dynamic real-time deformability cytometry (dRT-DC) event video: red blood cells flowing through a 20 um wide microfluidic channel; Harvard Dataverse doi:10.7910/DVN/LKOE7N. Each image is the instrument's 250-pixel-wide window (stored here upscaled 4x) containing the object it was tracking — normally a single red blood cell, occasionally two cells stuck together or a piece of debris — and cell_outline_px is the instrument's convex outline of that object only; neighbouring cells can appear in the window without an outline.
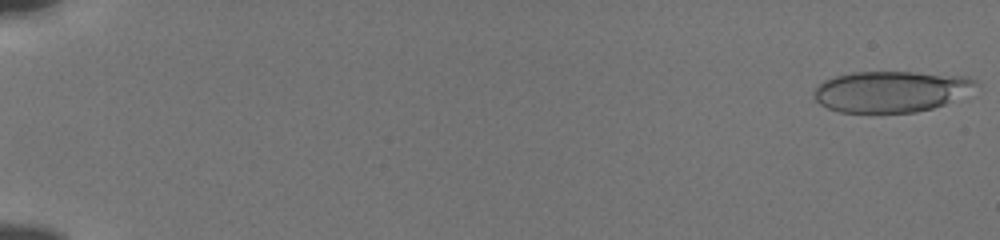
{"species": "human", "species_latin": "Homo sapiens", "temperature_condition": "cold", "stored_images_in_passage": 55, "camera_frame_rate_fps": 3000, "um_per_image_px": 0.085, "donor": {"sex": "male"}, "frame": {"image": 1, "passage_image": 1, "time_ms": 0.0, "image_size_px": [1000, 240], "cell_outline_px": [[980, 84], [944, 104], [932, 108], [916, 112], [840, 112], [828, 108], [820, 104], [816, 100], [812, 92], [824, 80], [836, 76], [852, 72], [912, 72], [968, 76], [976, 80]], "centroid_in_image_um": [75.7, 7.76], "position_along_channel_um": 9.3, "area_um2": 38.44}}
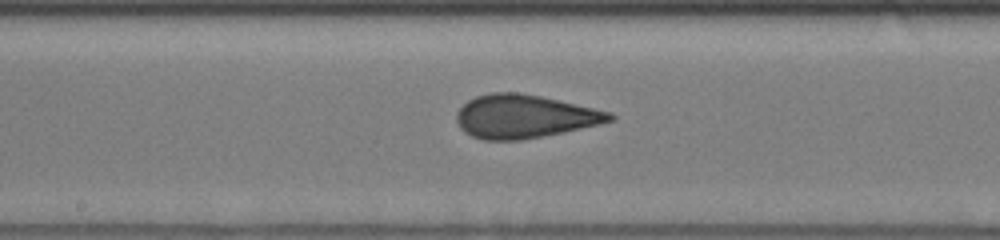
{"frame": {"image": 2, "passage_image": 31, "time_ms": 10.0, "image_size_px": [1000, 240], "cell_outline_px": [[616, 120], [600, 124], [564, 132], [520, 140], [484, 140], [472, 136], [464, 132], [460, 128], [456, 120], [456, 112], [468, 100], [476, 96], [492, 92], [520, 92], [540, 96], [612, 112], [616, 116]], "centroid_in_image_um": [44.58, 9.9], "position_along_channel_um": 203.6, "area_um2": 38.78}}
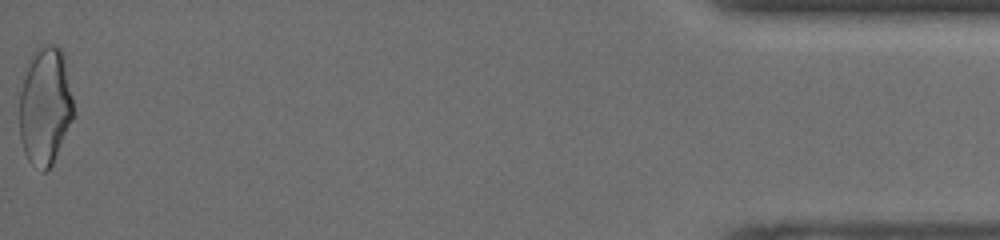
{"frame": {"image": 3, "passage_image": 55, "time_ms": 18.0, "image_size_px": [1000, 240], "cell_outline_px": [[76, 112], [52, 164], [44, 172], [32, 164], [28, 160], [24, 152], [20, 140], [20, 92], [32, 52], [44, 44], [56, 44], [64, 52]], "centroid_in_image_um": [3.87, 8.98], "position_along_channel_um": 431.3, "area_um2": 37.51}, "authors_computed_cell_mechanics": {"area_um2": 38.2636, "velocity_mm_per_s": 3.8605, "shape_relaxation_time_tau1_ms": 8.2258, "shape_relaxation_time_tau2_ms": 1.0606, "deformation_change_tau1": 0.1719, "deformation_change_tau2": 0.0753}}